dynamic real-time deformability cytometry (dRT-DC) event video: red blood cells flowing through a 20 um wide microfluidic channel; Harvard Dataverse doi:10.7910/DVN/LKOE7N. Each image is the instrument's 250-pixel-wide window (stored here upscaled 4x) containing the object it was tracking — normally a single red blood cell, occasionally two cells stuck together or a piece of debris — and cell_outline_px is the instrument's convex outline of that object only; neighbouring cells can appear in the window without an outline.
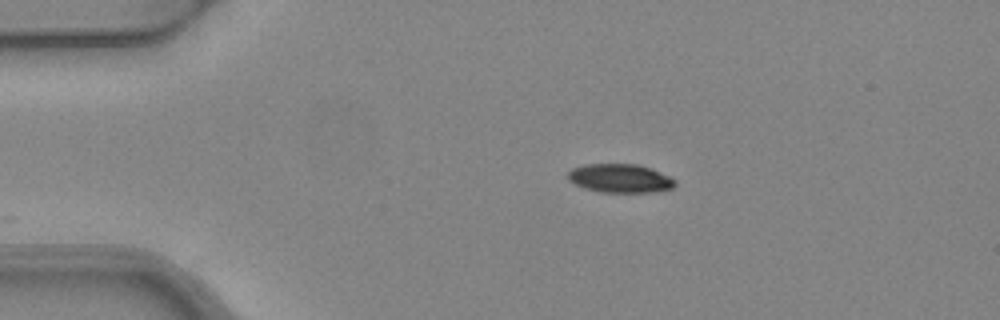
{"species": "common noctule bat (a hibernating species)", "species_latin": "Nyctalus noctula", "temperature_condition": "warm", "stored_images_in_passage": 2, "camera_frame_rate_fps": 3000, "um_per_image_px": 0.085, "animal": {"sex": "female", "body_mass_g": 24.6, "forearm_length_mm": 56.2}, "frame": {"image": 1, "passage_image": 1, "time_ms": 0.0, "image_size_px": [1000, 320], "cell_outline_px": [[676, 184], [672, 188], [656, 192], [600, 192], [584, 188], [568, 180], [568, 172], [572, 168], [584, 164], [636, 164], [648, 168], [668, 176], [676, 180]], "centroid_in_image_um": [52.68, 15.16], "position_along_channel_um": 32.3, "area_um2": 17.8}}